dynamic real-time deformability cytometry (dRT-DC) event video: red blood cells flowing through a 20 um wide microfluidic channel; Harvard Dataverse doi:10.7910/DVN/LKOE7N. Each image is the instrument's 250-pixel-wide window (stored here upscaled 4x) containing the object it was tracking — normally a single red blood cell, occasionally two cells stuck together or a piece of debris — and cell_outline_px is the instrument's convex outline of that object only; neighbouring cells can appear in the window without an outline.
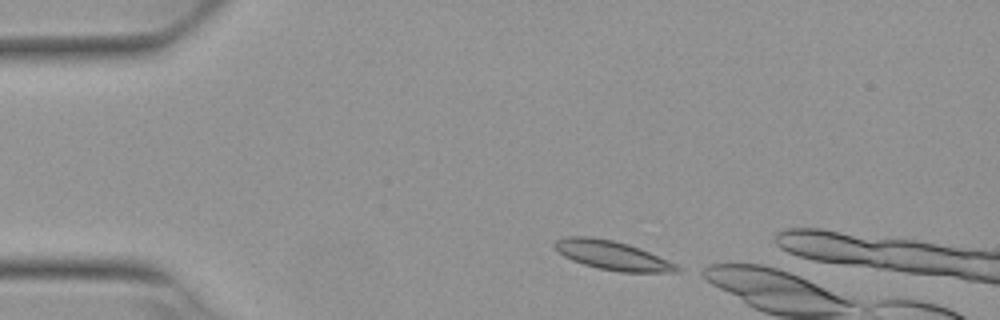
{"species": "Egyptian fruit bat (a non-hibernating species)", "species_latin": "Rousettus aegyptiacus", "temperature_condition": "warm", "stored_images_in_passage": 45, "camera_frame_rate_fps": 3000, "um_per_image_px": 0.085, "animal": {"sex": "female"}, "frame": {"image": 1, "passage_image": 1, "time_ms": 0.0, "image_size_px": [1000, 320], "cell_outline_px": [[684, 268], [680, 272], [620, 272], [600, 268], [584, 264], [572, 260], [564, 256], [552, 244], [556, 240], [564, 236], [588, 236], [612, 240], [628, 244], [640, 248], [668, 260]], "centroid_in_image_um": [52.08, 21.7], "position_along_channel_um": 32.9, "area_um2": 20.63}}
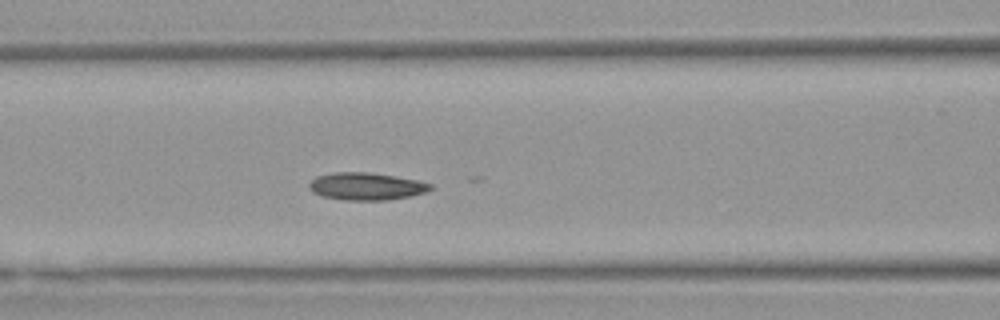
{"frame": {"image": 2, "passage_image": 13, "time_ms": 4.0, "image_size_px": [1000, 320], "cell_outline_px": [[432, 188], [428, 192], [388, 200], [344, 200], [320, 196], [312, 192], [308, 188], [308, 184], [316, 176], [336, 172], [368, 172], [420, 180], [432, 184]], "centroid_in_image_um": [31.12, 15.84], "position_along_channel_um": 135.5, "area_um2": 19.54}}
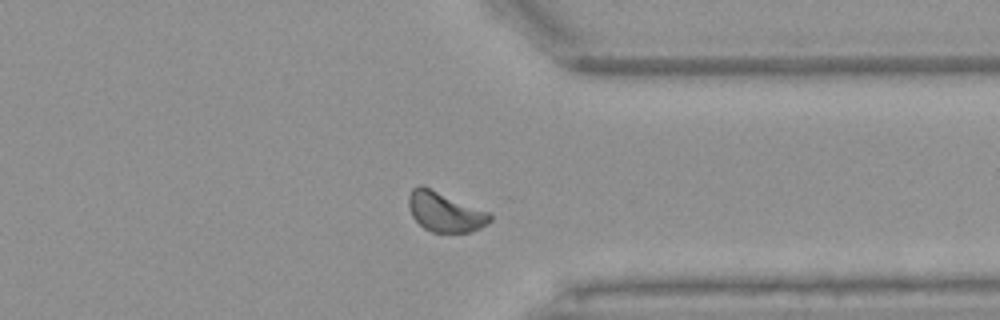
{"frame": {"image": 3, "passage_image": 32, "time_ms": 10.333, "image_size_px": [1000, 320], "cell_outline_px": [[492, 220], [488, 224], [480, 228], [468, 232], [432, 232], [424, 228], [412, 216], [408, 204], [408, 196], [412, 188], [420, 184], [488, 212], [492, 216]], "centroid_in_image_um": [37.8, 18.01], "position_along_channel_um": 373.6, "area_um2": 18.61}, "authors_computed_cell_mechanics": {"area_um2": 18.6116, "velocity_mm_per_s": 3.822, "shape_relaxation_time_tau1_ms": null, "shape_relaxation_time_tau2_ms": 8.5641, "deformation_change_tau1": null, "deformation_change_tau2": 0.1467}}